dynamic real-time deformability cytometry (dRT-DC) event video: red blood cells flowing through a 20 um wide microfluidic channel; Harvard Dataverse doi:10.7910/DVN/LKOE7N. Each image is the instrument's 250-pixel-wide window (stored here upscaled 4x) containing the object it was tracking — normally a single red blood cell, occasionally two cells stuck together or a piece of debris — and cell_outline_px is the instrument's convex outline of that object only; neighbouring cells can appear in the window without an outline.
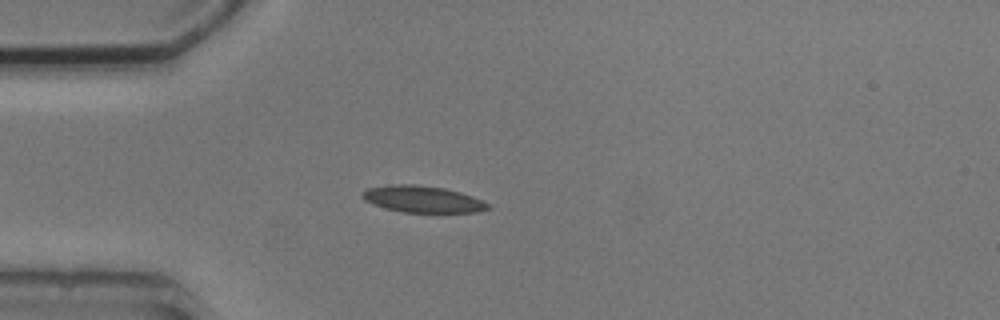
{"species": "common noctule bat (a hibernating species)", "species_latin": "Nyctalus noctula", "temperature_condition": "cold", "stored_images_in_passage": 4, "camera_frame_rate_fps": 3000, "um_per_image_px": 0.085, "animal": {"sex": "male", "body_mass_g": 20.5, "forearm_length_mm": 52.5}, "frame": {"image": 1, "passage_image": 3, "time_ms": 2.333, "image_size_px": [1000, 320], "cell_outline_px": [[492, 208], [476, 212], [404, 212], [384, 208], [372, 204], [364, 200], [360, 196], [368, 188], [388, 184], [412, 184], [444, 188], [460, 192], [472, 196], [492, 204]], "centroid_in_image_um": [35.93, 16.93], "position_along_channel_um": 49.1, "area_um2": 19.59}}